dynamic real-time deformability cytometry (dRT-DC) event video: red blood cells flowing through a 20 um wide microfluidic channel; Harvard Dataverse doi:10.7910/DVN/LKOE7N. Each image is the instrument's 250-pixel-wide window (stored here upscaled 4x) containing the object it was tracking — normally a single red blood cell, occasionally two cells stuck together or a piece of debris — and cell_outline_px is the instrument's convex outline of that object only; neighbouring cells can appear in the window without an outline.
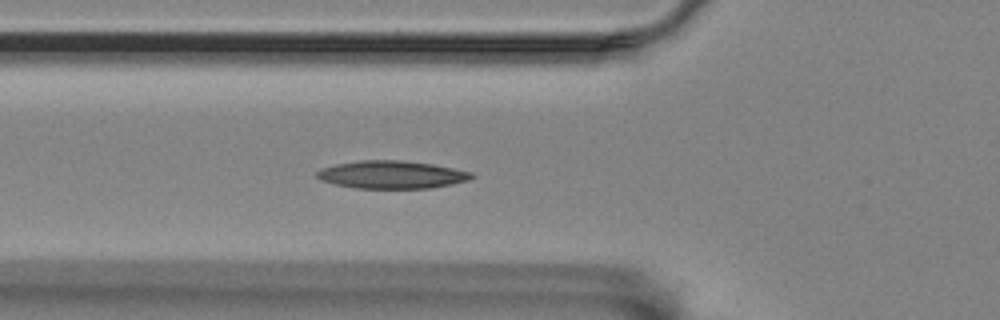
{"species": "Egyptian fruit bat (a non-hibernating species)", "species_latin": "Rousettus aegyptiacus", "temperature_condition": "room temperature", "stored_images_in_passage": 13, "camera_frame_rate_fps": 3000, "um_per_image_px": 0.085, "animal": {"sex": "female"}, "frame": {"image": 1, "passage_image": 6, "time_ms": 1.667, "image_size_px": [1000, 320], "cell_outline_px": [[476, 176], [468, 180], [452, 184], [432, 188], [352, 188], [320, 180], [316, 176], [316, 172], [320, 168], [336, 164], [360, 160], [400, 160], [432, 164], [472, 172]], "centroid_in_image_um": [33.28, 14.84], "position_along_channel_um": 92.5, "area_um2": 25.09}}
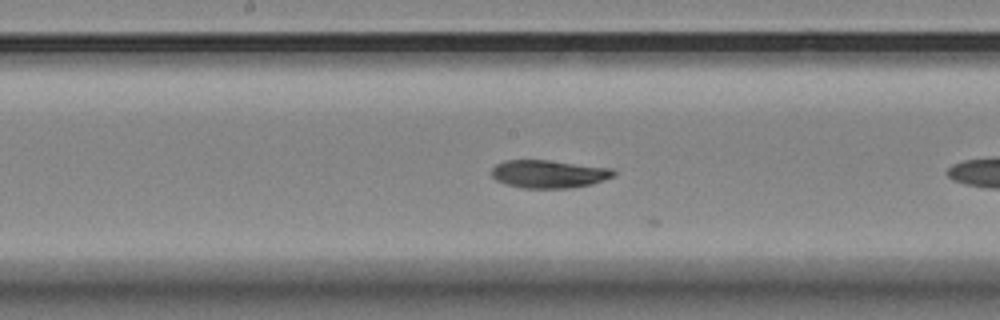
{"frame": {"image": 2, "passage_image": 12, "time_ms": 3.667, "image_size_px": [1000, 320], "cell_outline_px": [[616, 176], [592, 184], [572, 188], [520, 188], [504, 184], [496, 180], [492, 176], [492, 168], [496, 164], [504, 160], [548, 160], [612, 168], [616, 172]], "centroid_in_image_um": [46.65, 14.79], "position_along_channel_um": 201.5, "area_um2": 20.11}}